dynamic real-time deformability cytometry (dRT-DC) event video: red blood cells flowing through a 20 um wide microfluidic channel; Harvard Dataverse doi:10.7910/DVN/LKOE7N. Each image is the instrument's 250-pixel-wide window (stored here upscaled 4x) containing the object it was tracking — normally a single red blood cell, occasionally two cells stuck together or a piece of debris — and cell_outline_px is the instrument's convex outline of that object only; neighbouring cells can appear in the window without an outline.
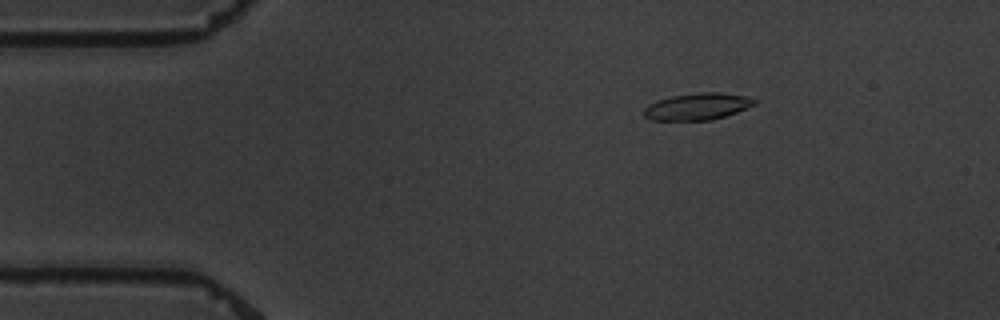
{"species": "common noctule bat (a hibernating species)", "species_latin": "Nyctalus noctula", "temperature_condition": "warm", "stored_images_in_passage": 5, "camera_frame_rate_fps": 3000, "um_per_image_px": 0.085, "animal": {"sex": "male", "body_mass_g": 19.5, "forearm_length_mm": 54.6}, "frame": {"image": 1, "passage_image": 3, "time_ms": 2.333, "image_size_px": [1000, 320], "cell_outline_px": [[756, 104], [736, 112], [712, 120], [652, 120], [644, 116], [644, 108], [648, 104], [656, 100], [672, 96], [696, 92], [720, 92], [744, 96], [756, 100]], "centroid_in_image_um": [59.25, 9.05], "position_along_channel_um": 25.8, "area_um2": 17.22}}